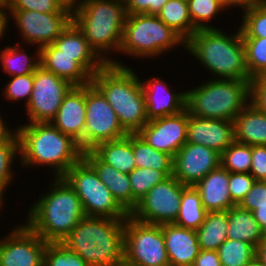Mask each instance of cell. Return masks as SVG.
Masks as SVG:
<instances>
[{
  "mask_svg": "<svg viewBox=\"0 0 266 266\" xmlns=\"http://www.w3.org/2000/svg\"><path fill=\"white\" fill-rule=\"evenodd\" d=\"M49 190L29 206L24 223L48 243L62 242L86 217L82 202L63 177H52Z\"/></svg>",
  "mask_w": 266,
  "mask_h": 266,
  "instance_id": "obj_1",
  "label": "cell"
},
{
  "mask_svg": "<svg viewBox=\"0 0 266 266\" xmlns=\"http://www.w3.org/2000/svg\"><path fill=\"white\" fill-rule=\"evenodd\" d=\"M19 137L20 165L26 168H51L53 177H62L83 157V151L71 136L51 123H26L15 126Z\"/></svg>",
  "mask_w": 266,
  "mask_h": 266,
  "instance_id": "obj_2",
  "label": "cell"
},
{
  "mask_svg": "<svg viewBox=\"0 0 266 266\" xmlns=\"http://www.w3.org/2000/svg\"><path fill=\"white\" fill-rule=\"evenodd\" d=\"M236 28L231 34L220 27L200 29L186 41L185 51L213 75L212 79L252 80L246 65L241 29Z\"/></svg>",
  "mask_w": 266,
  "mask_h": 266,
  "instance_id": "obj_3",
  "label": "cell"
},
{
  "mask_svg": "<svg viewBox=\"0 0 266 266\" xmlns=\"http://www.w3.org/2000/svg\"><path fill=\"white\" fill-rule=\"evenodd\" d=\"M126 16L124 0H81L73 10L72 22L107 64L128 66L111 57L119 52Z\"/></svg>",
  "mask_w": 266,
  "mask_h": 266,
  "instance_id": "obj_4",
  "label": "cell"
},
{
  "mask_svg": "<svg viewBox=\"0 0 266 266\" xmlns=\"http://www.w3.org/2000/svg\"><path fill=\"white\" fill-rule=\"evenodd\" d=\"M91 82L101 91L128 134L138 133L149 121L141 79L129 66L106 64Z\"/></svg>",
  "mask_w": 266,
  "mask_h": 266,
  "instance_id": "obj_5",
  "label": "cell"
},
{
  "mask_svg": "<svg viewBox=\"0 0 266 266\" xmlns=\"http://www.w3.org/2000/svg\"><path fill=\"white\" fill-rule=\"evenodd\" d=\"M125 219L86 216L62 243L89 266H117L124 259Z\"/></svg>",
  "mask_w": 266,
  "mask_h": 266,
  "instance_id": "obj_6",
  "label": "cell"
},
{
  "mask_svg": "<svg viewBox=\"0 0 266 266\" xmlns=\"http://www.w3.org/2000/svg\"><path fill=\"white\" fill-rule=\"evenodd\" d=\"M185 92L189 114L233 122L251 102V81L208 78Z\"/></svg>",
  "mask_w": 266,
  "mask_h": 266,
  "instance_id": "obj_7",
  "label": "cell"
},
{
  "mask_svg": "<svg viewBox=\"0 0 266 266\" xmlns=\"http://www.w3.org/2000/svg\"><path fill=\"white\" fill-rule=\"evenodd\" d=\"M179 46L186 50V41L157 15L127 14L119 53L157 60Z\"/></svg>",
  "mask_w": 266,
  "mask_h": 266,
  "instance_id": "obj_8",
  "label": "cell"
},
{
  "mask_svg": "<svg viewBox=\"0 0 266 266\" xmlns=\"http://www.w3.org/2000/svg\"><path fill=\"white\" fill-rule=\"evenodd\" d=\"M76 192L88 217L127 218L129 213L100 181L94 168L82 157L62 176Z\"/></svg>",
  "mask_w": 266,
  "mask_h": 266,
  "instance_id": "obj_9",
  "label": "cell"
},
{
  "mask_svg": "<svg viewBox=\"0 0 266 266\" xmlns=\"http://www.w3.org/2000/svg\"><path fill=\"white\" fill-rule=\"evenodd\" d=\"M124 259L138 266H170L162 225L128 216L124 227Z\"/></svg>",
  "mask_w": 266,
  "mask_h": 266,
  "instance_id": "obj_10",
  "label": "cell"
},
{
  "mask_svg": "<svg viewBox=\"0 0 266 266\" xmlns=\"http://www.w3.org/2000/svg\"><path fill=\"white\" fill-rule=\"evenodd\" d=\"M187 186L181 184L174 176L156 184L131 211L133 219L153 225L175 223L182 191Z\"/></svg>",
  "mask_w": 266,
  "mask_h": 266,
  "instance_id": "obj_11",
  "label": "cell"
},
{
  "mask_svg": "<svg viewBox=\"0 0 266 266\" xmlns=\"http://www.w3.org/2000/svg\"><path fill=\"white\" fill-rule=\"evenodd\" d=\"M128 133L101 91L91 82L86 85L84 151L105 141L120 139Z\"/></svg>",
  "mask_w": 266,
  "mask_h": 266,
  "instance_id": "obj_12",
  "label": "cell"
},
{
  "mask_svg": "<svg viewBox=\"0 0 266 266\" xmlns=\"http://www.w3.org/2000/svg\"><path fill=\"white\" fill-rule=\"evenodd\" d=\"M73 86L40 65L34 72L32 95L25 107L27 123H50Z\"/></svg>",
  "mask_w": 266,
  "mask_h": 266,
  "instance_id": "obj_13",
  "label": "cell"
},
{
  "mask_svg": "<svg viewBox=\"0 0 266 266\" xmlns=\"http://www.w3.org/2000/svg\"><path fill=\"white\" fill-rule=\"evenodd\" d=\"M70 9L64 12L41 13L30 10H9V20H13L25 45L43 46L53 44L57 37L72 22ZM11 15V16H10Z\"/></svg>",
  "mask_w": 266,
  "mask_h": 266,
  "instance_id": "obj_14",
  "label": "cell"
},
{
  "mask_svg": "<svg viewBox=\"0 0 266 266\" xmlns=\"http://www.w3.org/2000/svg\"><path fill=\"white\" fill-rule=\"evenodd\" d=\"M48 242L25 223L0 238V266H43Z\"/></svg>",
  "mask_w": 266,
  "mask_h": 266,
  "instance_id": "obj_15",
  "label": "cell"
},
{
  "mask_svg": "<svg viewBox=\"0 0 266 266\" xmlns=\"http://www.w3.org/2000/svg\"><path fill=\"white\" fill-rule=\"evenodd\" d=\"M221 165V154L206 146L185 143L173 157V176L185 186H195Z\"/></svg>",
  "mask_w": 266,
  "mask_h": 266,
  "instance_id": "obj_16",
  "label": "cell"
},
{
  "mask_svg": "<svg viewBox=\"0 0 266 266\" xmlns=\"http://www.w3.org/2000/svg\"><path fill=\"white\" fill-rule=\"evenodd\" d=\"M188 111L149 120L138 134L154 149L172 158L187 142Z\"/></svg>",
  "mask_w": 266,
  "mask_h": 266,
  "instance_id": "obj_17",
  "label": "cell"
},
{
  "mask_svg": "<svg viewBox=\"0 0 266 266\" xmlns=\"http://www.w3.org/2000/svg\"><path fill=\"white\" fill-rule=\"evenodd\" d=\"M86 121V85L73 86L65 95L55 118L50 122L63 134L71 136L84 152Z\"/></svg>",
  "mask_w": 266,
  "mask_h": 266,
  "instance_id": "obj_18",
  "label": "cell"
},
{
  "mask_svg": "<svg viewBox=\"0 0 266 266\" xmlns=\"http://www.w3.org/2000/svg\"><path fill=\"white\" fill-rule=\"evenodd\" d=\"M234 141V122L188 113L187 143L203 145L222 154Z\"/></svg>",
  "mask_w": 266,
  "mask_h": 266,
  "instance_id": "obj_19",
  "label": "cell"
},
{
  "mask_svg": "<svg viewBox=\"0 0 266 266\" xmlns=\"http://www.w3.org/2000/svg\"><path fill=\"white\" fill-rule=\"evenodd\" d=\"M148 120L176 115L185 110L186 92H174L167 81L158 77L141 80ZM172 90V91H171Z\"/></svg>",
  "mask_w": 266,
  "mask_h": 266,
  "instance_id": "obj_20",
  "label": "cell"
},
{
  "mask_svg": "<svg viewBox=\"0 0 266 266\" xmlns=\"http://www.w3.org/2000/svg\"><path fill=\"white\" fill-rule=\"evenodd\" d=\"M53 45L68 56H77V63L92 77L107 63L94 51L83 33L71 22Z\"/></svg>",
  "mask_w": 266,
  "mask_h": 266,
  "instance_id": "obj_21",
  "label": "cell"
},
{
  "mask_svg": "<svg viewBox=\"0 0 266 266\" xmlns=\"http://www.w3.org/2000/svg\"><path fill=\"white\" fill-rule=\"evenodd\" d=\"M162 232L170 266H193L200 251L196 230L172 223L163 224Z\"/></svg>",
  "mask_w": 266,
  "mask_h": 266,
  "instance_id": "obj_22",
  "label": "cell"
},
{
  "mask_svg": "<svg viewBox=\"0 0 266 266\" xmlns=\"http://www.w3.org/2000/svg\"><path fill=\"white\" fill-rule=\"evenodd\" d=\"M208 212L228 211L235 206L229 192V172L220 165L195 186Z\"/></svg>",
  "mask_w": 266,
  "mask_h": 266,
  "instance_id": "obj_23",
  "label": "cell"
},
{
  "mask_svg": "<svg viewBox=\"0 0 266 266\" xmlns=\"http://www.w3.org/2000/svg\"><path fill=\"white\" fill-rule=\"evenodd\" d=\"M40 65L74 86L91 83L92 77L77 63V56L62 54L53 44L40 49Z\"/></svg>",
  "mask_w": 266,
  "mask_h": 266,
  "instance_id": "obj_24",
  "label": "cell"
},
{
  "mask_svg": "<svg viewBox=\"0 0 266 266\" xmlns=\"http://www.w3.org/2000/svg\"><path fill=\"white\" fill-rule=\"evenodd\" d=\"M83 158L94 168L100 181L108 187L117 202L130 214L132 188L129 175L105 164L91 150L84 151Z\"/></svg>",
  "mask_w": 266,
  "mask_h": 266,
  "instance_id": "obj_25",
  "label": "cell"
},
{
  "mask_svg": "<svg viewBox=\"0 0 266 266\" xmlns=\"http://www.w3.org/2000/svg\"><path fill=\"white\" fill-rule=\"evenodd\" d=\"M235 141L250 146L266 145V112L250 102L234 118Z\"/></svg>",
  "mask_w": 266,
  "mask_h": 266,
  "instance_id": "obj_26",
  "label": "cell"
},
{
  "mask_svg": "<svg viewBox=\"0 0 266 266\" xmlns=\"http://www.w3.org/2000/svg\"><path fill=\"white\" fill-rule=\"evenodd\" d=\"M91 151L105 164L129 174L136 168L133 154V134L97 144Z\"/></svg>",
  "mask_w": 266,
  "mask_h": 266,
  "instance_id": "obj_27",
  "label": "cell"
},
{
  "mask_svg": "<svg viewBox=\"0 0 266 266\" xmlns=\"http://www.w3.org/2000/svg\"><path fill=\"white\" fill-rule=\"evenodd\" d=\"M16 43L0 49L2 72L8 77L34 73L40 66V48L36 47L35 53L29 55L30 53L26 52V46L23 49L22 43L20 44L19 41Z\"/></svg>",
  "mask_w": 266,
  "mask_h": 266,
  "instance_id": "obj_28",
  "label": "cell"
},
{
  "mask_svg": "<svg viewBox=\"0 0 266 266\" xmlns=\"http://www.w3.org/2000/svg\"><path fill=\"white\" fill-rule=\"evenodd\" d=\"M227 239L253 244L255 247L263 239V230L252 212L235 205L228 211Z\"/></svg>",
  "mask_w": 266,
  "mask_h": 266,
  "instance_id": "obj_29",
  "label": "cell"
},
{
  "mask_svg": "<svg viewBox=\"0 0 266 266\" xmlns=\"http://www.w3.org/2000/svg\"><path fill=\"white\" fill-rule=\"evenodd\" d=\"M227 211L208 212L204 222L196 230L199 248L207 251L217 249L227 240Z\"/></svg>",
  "mask_w": 266,
  "mask_h": 266,
  "instance_id": "obj_30",
  "label": "cell"
},
{
  "mask_svg": "<svg viewBox=\"0 0 266 266\" xmlns=\"http://www.w3.org/2000/svg\"><path fill=\"white\" fill-rule=\"evenodd\" d=\"M157 16L185 41L197 31L191 21L187 0H168Z\"/></svg>",
  "mask_w": 266,
  "mask_h": 266,
  "instance_id": "obj_31",
  "label": "cell"
},
{
  "mask_svg": "<svg viewBox=\"0 0 266 266\" xmlns=\"http://www.w3.org/2000/svg\"><path fill=\"white\" fill-rule=\"evenodd\" d=\"M207 213L199 192L194 186H187L182 191L179 212L174 224L182 228L197 230L204 222Z\"/></svg>",
  "mask_w": 266,
  "mask_h": 266,
  "instance_id": "obj_32",
  "label": "cell"
},
{
  "mask_svg": "<svg viewBox=\"0 0 266 266\" xmlns=\"http://www.w3.org/2000/svg\"><path fill=\"white\" fill-rule=\"evenodd\" d=\"M133 154L136 167L173 171V158L151 147L138 133L133 134Z\"/></svg>",
  "mask_w": 266,
  "mask_h": 266,
  "instance_id": "obj_33",
  "label": "cell"
},
{
  "mask_svg": "<svg viewBox=\"0 0 266 266\" xmlns=\"http://www.w3.org/2000/svg\"><path fill=\"white\" fill-rule=\"evenodd\" d=\"M132 188V210L156 184L173 176V171H159L153 168L136 167L129 174Z\"/></svg>",
  "mask_w": 266,
  "mask_h": 266,
  "instance_id": "obj_34",
  "label": "cell"
},
{
  "mask_svg": "<svg viewBox=\"0 0 266 266\" xmlns=\"http://www.w3.org/2000/svg\"><path fill=\"white\" fill-rule=\"evenodd\" d=\"M217 252L222 266H249L256 260V247L239 240L227 239Z\"/></svg>",
  "mask_w": 266,
  "mask_h": 266,
  "instance_id": "obj_35",
  "label": "cell"
},
{
  "mask_svg": "<svg viewBox=\"0 0 266 266\" xmlns=\"http://www.w3.org/2000/svg\"><path fill=\"white\" fill-rule=\"evenodd\" d=\"M20 158L19 137L15 132L5 143L0 144V200H4V194L14 179L13 163Z\"/></svg>",
  "mask_w": 266,
  "mask_h": 266,
  "instance_id": "obj_36",
  "label": "cell"
},
{
  "mask_svg": "<svg viewBox=\"0 0 266 266\" xmlns=\"http://www.w3.org/2000/svg\"><path fill=\"white\" fill-rule=\"evenodd\" d=\"M242 21L239 24L242 37H266V0H256L242 10Z\"/></svg>",
  "mask_w": 266,
  "mask_h": 266,
  "instance_id": "obj_37",
  "label": "cell"
},
{
  "mask_svg": "<svg viewBox=\"0 0 266 266\" xmlns=\"http://www.w3.org/2000/svg\"><path fill=\"white\" fill-rule=\"evenodd\" d=\"M187 2L191 21L196 30L217 29L211 24V20H215V17L219 16L220 12L227 11L219 0H187Z\"/></svg>",
  "mask_w": 266,
  "mask_h": 266,
  "instance_id": "obj_38",
  "label": "cell"
},
{
  "mask_svg": "<svg viewBox=\"0 0 266 266\" xmlns=\"http://www.w3.org/2000/svg\"><path fill=\"white\" fill-rule=\"evenodd\" d=\"M252 164V146L234 141L222 154L221 165L229 173H249Z\"/></svg>",
  "mask_w": 266,
  "mask_h": 266,
  "instance_id": "obj_39",
  "label": "cell"
},
{
  "mask_svg": "<svg viewBox=\"0 0 266 266\" xmlns=\"http://www.w3.org/2000/svg\"><path fill=\"white\" fill-rule=\"evenodd\" d=\"M242 40L249 76L253 78L266 69V37H242Z\"/></svg>",
  "mask_w": 266,
  "mask_h": 266,
  "instance_id": "obj_40",
  "label": "cell"
},
{
  "mask_svg": "<svg viewBox=\"0 0 266 266\" xmlns=\"http://www.w3.org/2000/svg\"><path fill=\"white\" fill-rule=\"evenodd\" d=\"M43 266H89L77 253L62 242L47 243Z\"/></svg>",
  "mask_w": 266,
  "mask_h": 266,
  "instance_id": "obj_41",
  "label": "cell"
},
{
  "mask_svg": "<svg viewBox=\"0 0 266 266\" xmlns=\"http://www.w3.org/2000/svg\"><path fill=\"white\" fill-rule=\"evenodd\" d=\"M9 79L1 92L5 98L3 100L12 101V103L24 100V104L27 106L32 95L34 73L12 76Z\"/></svg>",
  "mask_w": 266,
  "mask_h": 266,
  "instance_id": "obj_42",
  "label": "cell"
},
{
  "mask_svg": "<svg viewBox=\"0 0 266 266\" xmlns=\"http://www.w3.org/2000/svg\"><path fill=\"white\" fill-rule=\"evenodd\" d=\"M8 10H30L41 13L64 12V7L58 0H7Z\"/></svg>",
  "mask_w": 266,
  "mask_h": 266,
  "instance_id": "obj_43",
  "label": "cell"
},
{
  "mask_svg": "<svg viewBox=\"0 0 266 266\" xmlns=\"http://www.w3.org/2000/svg\"><path fill=\"white\" fill-rule=\"evenodd\" d=\"M255 181V178L250 173H229V192L235 205L241 203Z\"/></svg>",
  "mask_w": 266,
  "mask_h": 266,
  "instance_id": "obj_44",
  "label": "cell"
},
{
  "mask_svg": "<svg viewBox=\"0 0 266 266\" xmlns=\"http://www.w3.org/2000/svg\"><path fill=\"white\" fill-rule=\"evenodd\" d=\"M259 205H266V181L256 180L239 206L253 212Z\"/></svg>",
  "mask_w": 266,
  "mask_h": 266,
  "instance_id": "obj_45",
  "label": "cell"
},
{
  "mask_svg": "<svg viewBox=\"0 0 266 266\" xmlns=\"http://www.w3.org/2000/svg\"><path fill=\"white\" fill-rule=\"evenodd\" d=\"M168 0H124L127 14H153L161 10Z\"/></svg>",
  "mask_w": 266,
  "mask_h": 266,
  "instance_id": "obj_46",
  "label": "cell"
},
{
  "mask_svg": "<svg viewBox=\"0 0 266 266\" xmlns=\"http://www.w3.org/2000/svg\"><path fill=\"white\" fill-rule=\"evenodd\" d=\"M249 173L255 180L266 181V145L252 146V164Z\"/></svg>",
  "mask_w": 266,
  "mask_h": 266,
  "instance_id": "obj_47",
  "label": "cell"
},
{
  "mask_svg": "<svg viewBox=\"0 0 266 266\" xmlns=\"http://www.w3.org/2000/svg\"><path fill=\"white\" fill-rule=\"evenodd\" d=\"M251 102L266 112V76H255L251 80Z\"/></svg>",
  "mask_w": 266,
  "mask_h": 266,
  "instance_id": "obj_48",
  "label": "cell"
},
{
  "mask_svg": "<svg viewBox=\"0 0 266 266\" xmlns=\"http://www.w3.org/2000/svg\"><path fill=\"white\" fill-rule=\"evenodd\" d=\"M193 266H222L217 251L201 250L195 258Z\"/></svg>",
  "mask_w": 266,
  "mask_h": 266,
  "instance_id": "obj_49",
  "label": "cell"
},
{
  "mask_svg": "<svg viewBox=\"0 0 266 266\" xmlns=\"http://www.w3.org/2000/svg\"><path fill=\"white\" fill-rule=\"evenodd\" d=\"M9 10L7 0H0V40L5 36L9 27Z\"/></svg>",
  "mask_w": 266,
  "mask_h": 266,
  "instance_id": "obj_50",
  "label": "cell"
},
{
  "mask_svg": "<svg viewBox=\"0 0 266 266\" xmlns=\"http://www.w3.org/2000/svg\"><path fill=\"white\" fill-rule=\"evenodd\" d=\"M4 119L6 118H3L0 114V144L5 143L16 132V129L13 130V127L11 129V124L8 125V122H6L7 120Z\"/></svg>",
  "mask_w": 266,
  "mask_h": 266,
  "instance_id": "obj_51",
  "label": "cell"
},
{
  "mask_svg": "<svg viewBox=\"0 0 266 266\" xmlns=\"http://www.w3.org/2000/svg\"><path fill=\"white\" fill-rule=\"evenodd\" d=\"M226 9H231V7L236 8L239 7L241 9L248 8L251 4H253L256 0H219Z\"/></svg>",
  "mask_w": 266,
  "mask_h": 266,
  "instance_id": "obj_52",
  "label": "cell"
},
{
  "mask_svg": "<svg viewBox=\"0 0 266 266\" xmlns=\"http://www.w3.org/2000/svg\"><path fill=\"white\" fill-rule=\"evenodd\" d=\"M255 220L262 230L266 229V205H259L253 212Z\"/></svg>",
  "mask_w": 266,
  "mask_h": 266,
  "instance_id": "obj_53",
  "label": "cell"
},
{
  "mask_svg": "<svg viewBox=\"0 0 266 266\" xmlns=\"http://www.w3.org/2000/svg\"><path fill=\"white\" fill-rule=\"evenodd\" d=\"M256 261L266 266V240L264 238L256 246Z\"/></svg>",
  "mask_w": 266,
  "mask_h": 266,
  "instance_id": "obj_54",
  "label": "cell"
},
{
  "mask_svg": "<svg viewBox=\"0 0 266 266\" xmlns=\"http://www.w3.org/2000/svg\"><path fill=\"white\" fill-rule=\"evenodd\" d=\"M64 7L70 9L71 11H73L80 0H58Z\"/></svg>",
  "mask_w": 266,
  "mask_h": 266,
  "instance_id": "obj_55",
  "label": "cell"
},
{
  "mask_svg": "<svg viewBox=\"0 0 266 266\" xmlns=\"http://www.w3.org/2000/svg\"><path fill=\"white\" fill-rule=\"evenodd\" d=\"M117 266H138V265H134L128 261H126L125 259H122Z\"/></svg>",
  "mask_w": 266,
  "mask_h": 266,
  "instance_id": "obj_56",
  "label": "cell"
},
{
  "mask_svg": "<svg viewBox=\"0 0 266 266\" xmlns=\"http://www.w3.org/2000/svg\"><path fill=\"white\" fill-rule=\"evenodd\" d=\"M249 266H263V265H261L258 261L255 260Z\"/></svg>",
  "mask_w": 266,
  "mask_h": 266,
  "instance_id": "obj_57",
  "label": "cell"
},
{
  "mask_svg": "<svg viewBox=\"0 0 266 266\" xmlns=\"http://www.w3.org/2000/svg\"><path fill=\"white\" fill-rule=\"evenodd\" d=\"M4 203L5 202H3V201L0 200V211L2 210V212H3V209L2 208L4 207Z\"/></svg>",
  "mask_w": 266,
  "mask_h": 266,
  "instance_id": "obj_58",
  "label": "cell"
},
{
  "mask_svg": "<svg viewBox=\"0 0 266 266\" xmlns=\"http://www.w3.org/2000/svg\"><path fill=\"white\" fill-rule=\"evenodd\" d=\"M257 76H266V69L260 75Z\"/></svg>",
  "mask_w": 266,
  "mask_h": 266,
  "instance_id": "obj_59",
  "label": "cell"
},
{
  "mask_svg": "<svg viewBox=\"0 0 266 266\" xmlns=\"http://www.w3.org/2000/svg\"><path fill=\"white\" fill-rule=\"evenodd\" d=\"M263 238L266 240V229L263 230Z\"/></svg>",
  "mask_w": 266,
  "mask_h": 266,
  "instance_id": "obj_60",
  "label": "cell"
}]
</instances>
